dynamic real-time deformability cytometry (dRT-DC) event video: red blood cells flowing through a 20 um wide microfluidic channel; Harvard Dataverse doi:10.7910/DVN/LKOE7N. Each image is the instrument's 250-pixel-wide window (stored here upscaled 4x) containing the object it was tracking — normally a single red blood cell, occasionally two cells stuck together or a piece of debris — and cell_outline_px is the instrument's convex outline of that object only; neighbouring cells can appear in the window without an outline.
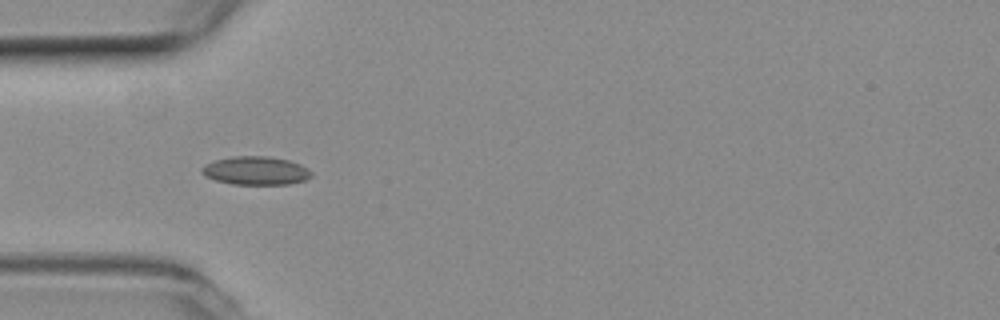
{"species": "common noctule bat (a hibernating species)", "species_latin": "Nyctalus noctula", "temperature_condition": "room temperature", "stored_images_in_passage": 40, "camera_frame_rate_fps": 3000, "um_per_image_px": 0.085, "animal": {"sex": "female", "body_mass_g": 19.3, "forearm_length_mm": 54.1}, "frame": {"image": 1, "passage_image": 3, "time_ms": 0.667, "image_size_px": [1000, 320], "cell_outline_px": [[312, 176], [304, 180], [288, 184], [232, 184], [216, 180], [204, 176], [200, 172], [200, 168], [204, 164], [216, 160], [232, 156], [268, 156], [288, 160], [300, 164], [308, 168], [312, 172]], "centroid_in_image_um": [21.72, 14.5], "position_along_channel_um": 63.3, "area_um2": 18.21}}
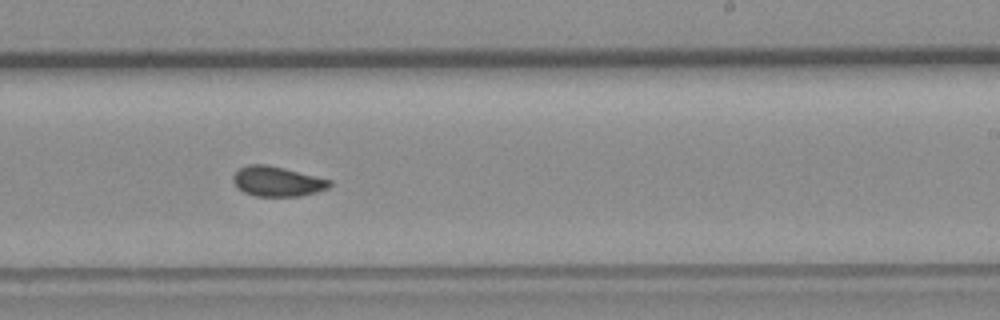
{"frame": {"image": 2, "passage_image": 19, "time_ms": 6.0, "image_size_px": [1000, 320], "cell_outline_px": [[332, 184], [328, 188], [316, 192], [300, 196], [256, 196], [244, 192], [232, 180], [232, 176], [240, 168], [248, 164], [264, 164], [284, 168], [332, 180]], "centroid_in_image_um": [23.58, 15.41], "position_along_channel_um": 265.4, "area_um2": 16.7}}
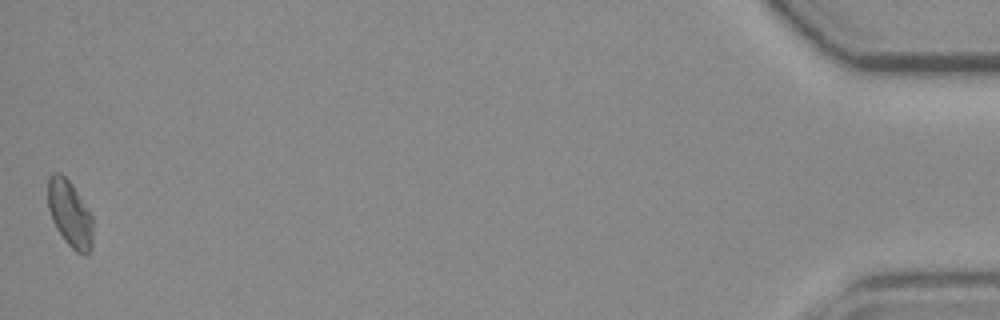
{"frame": {"image": 3, "passage_image": 40, "time_ms": 13.0, "image_size_px": [1000, 320], "cell_outline_px": [[92, 248], [88, 252], [76, 252], [64, 240], [56, 228], [52, 220], [48, 208], [48, 176], [52, 172], [60, 172], [72, 184], [92, 216]], "centroid_in_image_um": [5.91, 18.13], "position_along_channel_um": 429.3, "area_um2": 17.28}, "authors_computed_cell_mechanics": {"area_um2": 16.7331, "velocity_mm_per_s": 3.809, "shape_relaxation_time_tau1_ms": 8.6007, "shape_relaxation_time_tau2_ms": 0.7719, "deformation_change_tau1": 0.1426, "deformation_change_tau2": 0.0595}}